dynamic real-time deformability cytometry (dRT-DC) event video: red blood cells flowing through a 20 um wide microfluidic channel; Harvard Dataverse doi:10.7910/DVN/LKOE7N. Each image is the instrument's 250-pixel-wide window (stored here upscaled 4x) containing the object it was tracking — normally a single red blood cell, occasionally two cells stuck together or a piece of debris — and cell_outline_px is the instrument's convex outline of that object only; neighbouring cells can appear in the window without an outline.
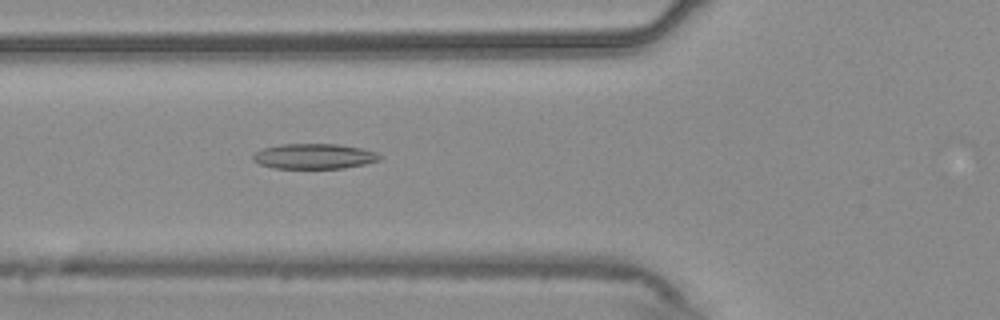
{"species": "common noctule bat (a hibernating species)", "species_latin": "Nyctalus noctula", "temperature_condition": "warm", "stored_images_in_passage": 50, "camera_frame_rate_fps": 3000, "um_per_image_px": 0.085, "animal": {"sex": "male", "body_mass_g": 20.4}, "frame": {"image": 1, "passage_image": 19, "time_ms": 6.0, "image_size_px": [1000, 320], "cell_outline_px": [[384, 156], [380, 160], [364, 164], [344, 168], [272, 168], [260, 164], [252, 160], [252, 156], [256, 152], [264, 148], [280, 144], [340, 144], [360, 148], [376, 152]], "centroid_in_image_um": [26.72, 13.28], "position_along_channel_um": 99.1, "area_um2": 18.67}}
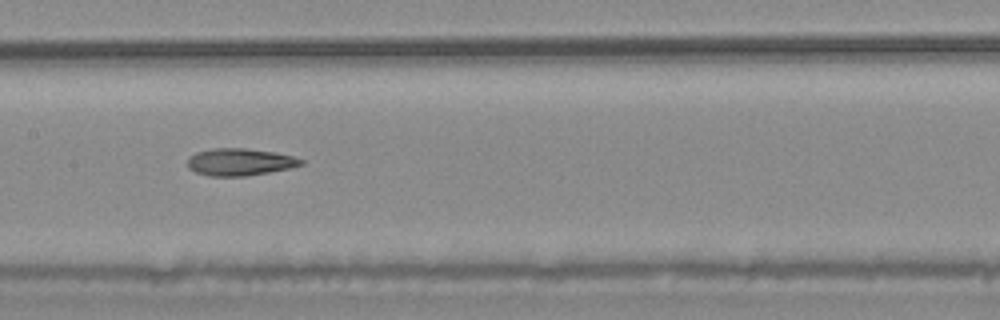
{"frame": {"image": 2, "passage_image": 26, "time_ms": 8.333, "image_size_px": [1000, 320], "cell_outline_px": [[304, 164], [288, 168], [268, 172], [244, 176], [208, 176], [196, 172], [188, 168], [188, 156], [196, 152], [212, 148], [244, 148], [276, 152], [292, 156], [304, 160]], "centroid_in_image_um": [20.36, 13.76], "position_along_channel_um": 187.0, "area_um2": 17.98}}
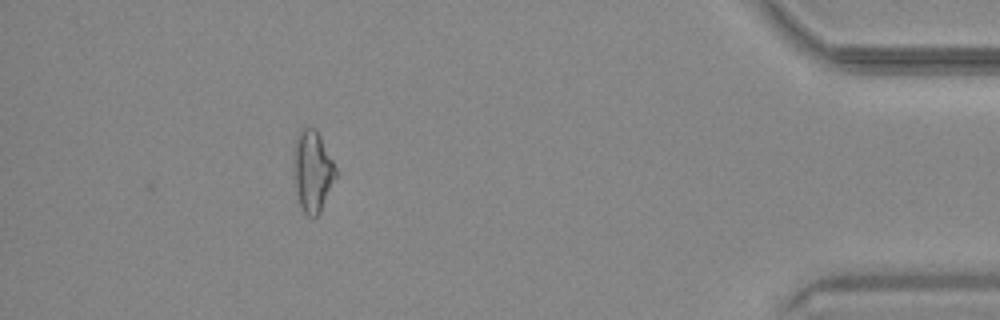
{"frame": {"image": 3, "passage_image": 48, "time_ms": 15.667, "image_size_px": [1000, 320], "cell_outline_px": [[336, 176], [320, 212], [316, 216], [308, 216], [304, 212], [300, 204], [296, 192], [296, 136], [300, 128], [316, 128], [336, 168]], "centroid_in_image_um": [26.6, 14.55], "position_along_channel_um": 408.6, "area_um2": 19.02}}